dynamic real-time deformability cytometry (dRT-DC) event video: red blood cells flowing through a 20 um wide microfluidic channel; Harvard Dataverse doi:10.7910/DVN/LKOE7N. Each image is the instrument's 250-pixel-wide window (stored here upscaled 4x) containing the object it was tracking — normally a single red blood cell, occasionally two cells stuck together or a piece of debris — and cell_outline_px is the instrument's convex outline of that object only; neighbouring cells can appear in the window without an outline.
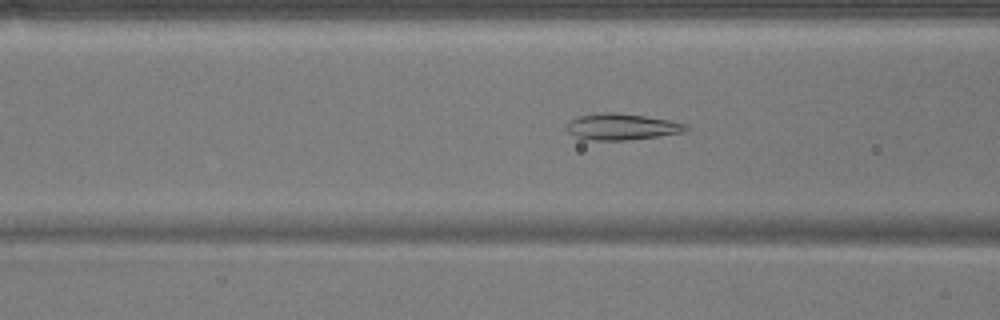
{"species": "common noctule bat (a hibernating species)", "species_latin": "Nyctalus noctula", "temperature_condition": "warm", "stored_images_in_passage": 52, "camera_frame_rate_fps": 3000, "um_per_image_px": 0.085, "animal": {"sex": "male", "body_mass_g": 17.9}, "frame": {"image": 1, "passage_image": 20, "time_ms": 6.333, "image_size_px": [1000, 320], "cell_outline_px": [[688, 128], [684, 132], [660, 136], [624, 140], [584, 140], [568, 132], [564, 124], [568, 120], [580, 116], [604, 112], [612, 112], [644, 116], [672, 120], [688, 124]], "centroid_in_image_um": [52.83, 10.77], "position_along_channel_um": 113.8, "area_um2": 18.44}}
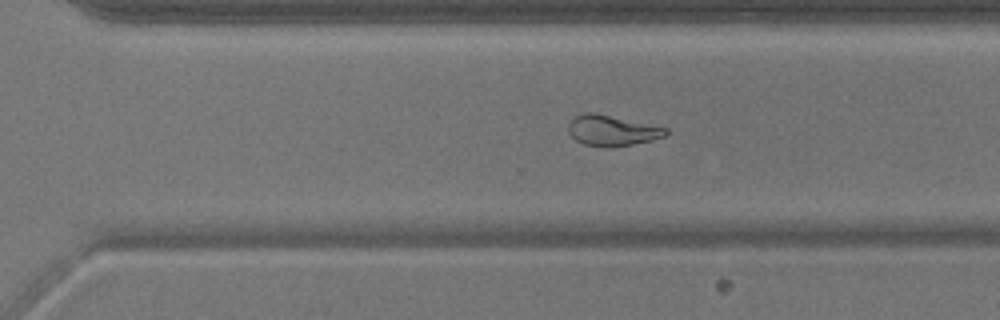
{"frame": {"image": 2, "passage_image": 36, "time_ms": 11.667, "image_size_px": [1000, 320], "cell_outline_px": [[668, 132], [664, 136], [652, 140], [612, 148], [608, 148], [584, 144], [576, 140], [568, 132], [568, 124], [572, 116], [588, 112], [592, 112], [668, 128]], "centroid_in_image_um": [51.98, 11.1], "position_along_channel_um": 318.6, "area_um2": 17.34}}
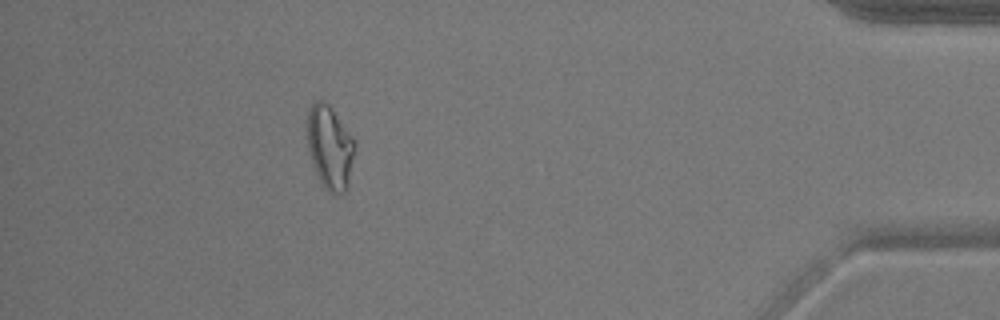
{"frame": {"image": 3, "passage_image": 47, "time_ms": 15.333, "image_size_px": [1000, 320], "cell_outline_px": [[356, 144], [348, 188], [344, 192], [328, 192], [324, 188], [316, 172], [308, 148], [308, 112], [312, 104], [316, 100], [324, 100], [332, 108], [356, 140]], "centroid_in_image_um": [28.07, 12.5], "position_along_channel_um": 407.1, "area_um2": 23.06}, "authors_computed_cell_mechanics": {"area_um2": 20.9236, "velocity_mm_per_s": 3.8525, "shape_relaxation_time_tau1_ms": null, "shape_relaxation_time_tau2_ms": 2.6489, "deformation_change_tau1": null, "deformation_change_tau2": 0.0559}}